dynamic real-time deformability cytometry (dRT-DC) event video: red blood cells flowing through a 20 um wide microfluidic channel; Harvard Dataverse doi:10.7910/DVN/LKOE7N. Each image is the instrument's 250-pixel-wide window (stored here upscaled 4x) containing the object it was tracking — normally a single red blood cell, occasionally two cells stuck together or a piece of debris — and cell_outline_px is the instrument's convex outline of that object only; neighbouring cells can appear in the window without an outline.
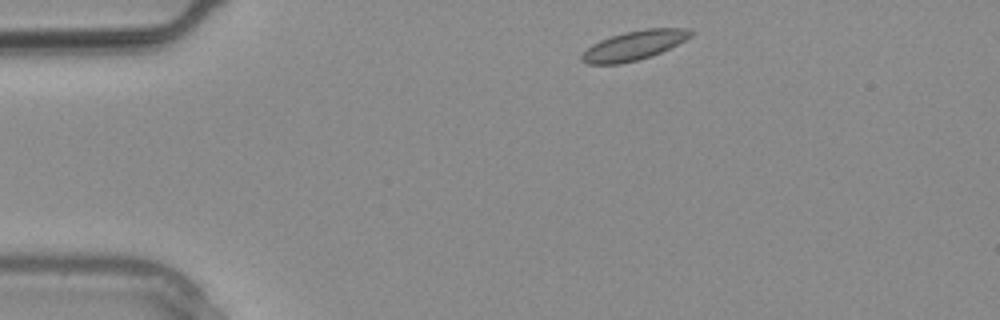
{"species": "common noctule bat (a hibernating species)", "species_latin": "Nyctalus noctula", "temperature_condition": "warm", "stored_images_in_passage": 2, "camera_frame_rate_fps": 3000, "um_per_image_px": 0.085, "animal": {"sex": "male", "body_mass_g": 20.4}, "frame": {"image": 1, "passage_image": 1, "time_ms": 0.0, "image_size_px": [1000, 320], "cell_outline_px": [[692, 36], [652, 56], [620, 64], [588, 64], [580, 60], [580, 56], [592, 44], [600, 40], [624, 32], [644, 28], [688, 28], [692, 32]], "centroid_in_image_um": [53.87, 3.86], "position_along_channel_um": 31.1, "area_um2": 18.44}}
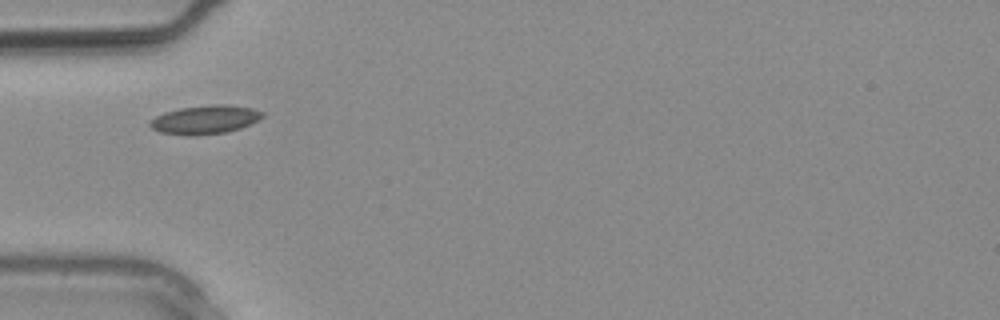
{"frame": {"image": 2, "passage_image": 2, "time_ms": 0.333, "image_size_px": [1000, 320], "cell_outline_px": [[264, 116], [260, 120], [240, 128], [228, 132], [196, 136], [188, 136], [160, 132], [152, 128], [148, 124], [156, 116], [164, 112], [180, 108], [216, 104], [224, 104], [252, 108], [264, 112]], "centroid_in_image_um": [17.45, 10.18], "position_along_channel_um": 67.5, "area_um2": 18.9}}